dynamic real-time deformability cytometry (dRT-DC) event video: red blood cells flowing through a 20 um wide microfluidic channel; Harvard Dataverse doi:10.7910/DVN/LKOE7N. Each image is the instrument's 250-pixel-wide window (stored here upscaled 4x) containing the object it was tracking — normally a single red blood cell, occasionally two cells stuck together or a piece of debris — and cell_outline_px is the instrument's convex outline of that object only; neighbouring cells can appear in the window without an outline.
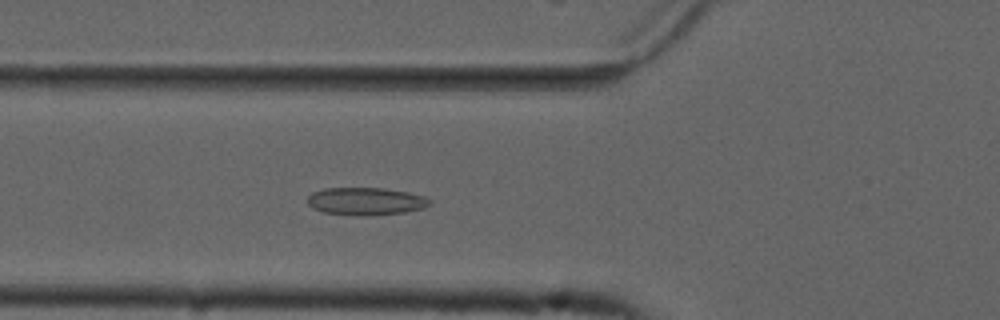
{"species": "common noctule bat (a hibernating species)", "species_latin": "Nyctalus noctula", "temperature_condition": "cold", "stored_images_in_passage": 42, "camera_frame_rate_fps": 3000, "um_per_image_px": 0.085, "animal": {"sex": "male", "forearm_length_mm": 52.5}, "frame": {"image": 1, "passage_image": 20, "time_ms": 6.333, "image_size_px": [1000, 320], "cell_outline_px": [[432, 204], [424, 208], [404, 212], [368, 216], [360, 216], [324, 212], [312, 208], [308, 204], [308, 196], [312, 192], [324, 188], [384, 188], [408, 192], [424, 196], [432, 200]], "centroid_in_image_um": [31.11, 17.11], "position_along_channel_um": 94.7, "area_um2": 19.83}}
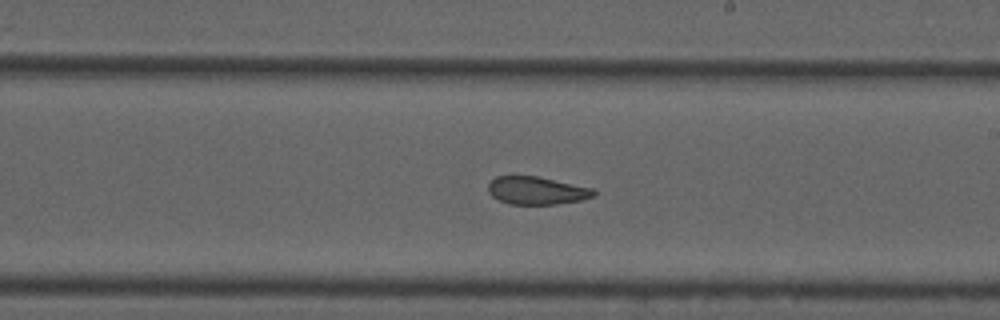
{"frame": {"image": 2, "passage_image": 32, "time_ms": 10.333, "image_size_px": [1000, 320], "cell_outline_px": [[596, 196], [580, 200], [556, 204], [508, 204], [492, 196], [488, 192], [488, 184], [496, 176], [536, 176], [592, 188], [596, 192]], "centroid_in_image_um": [45.61, 16.2], "position_along_channel_um": 243.4, "area_um2": 16.99}}
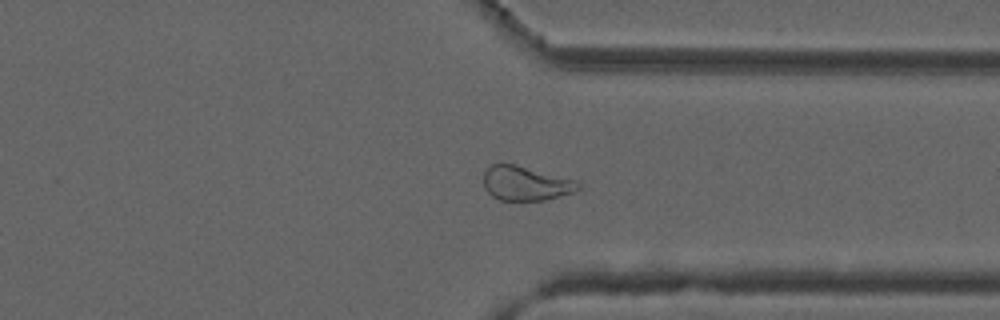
{"frame": {"image": 3, "passage_image": 42, "time_ms": 13.667, "image_size_px": [1000, 320], "cell_outline_px": [[580, 188], [576, 192], [544, 200], [500, 200], [492, 196], [484, 188], [484, 172], [492, 164], [512, 164], [576, 180], [580, 184]], "centroid_in_image_um": [44.69, 15.6], "position_along_channel_um": 366.7, "area_um2": 18.73}, "authors_computed_cell_mechanics": {"area_um2": 19.1896, "velocity_mm_per_s": 3.7042, "shape_relaxation_time_tau1_ms": null, "shape_relaxation_time_tau2_ms": 2.3144, "deformation_change_tau1": null, "deformation_change_tau2": 0.0734}}